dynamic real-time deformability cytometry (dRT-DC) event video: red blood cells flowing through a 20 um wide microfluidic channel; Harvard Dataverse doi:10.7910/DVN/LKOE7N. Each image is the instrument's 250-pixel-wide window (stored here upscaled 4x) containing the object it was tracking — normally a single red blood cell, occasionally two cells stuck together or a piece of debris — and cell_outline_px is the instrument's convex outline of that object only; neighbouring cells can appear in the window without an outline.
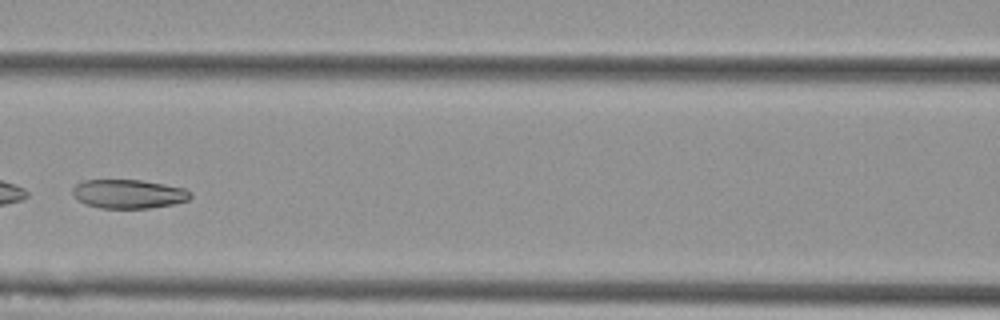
{"species": "Egyptian fruit bat (a non-hibernating species)", "species_latin": "Rousettus aegyptiacus", "temperature_condition": "cold", "stored_images_in_passage": 7, "camera_frame_rate_fps": 3000, "um_per_image_px": 0.085, "animal": {"sex": "female"}, "frame": {"image": 1, "passage_image": 6, "time_ms": 1.667, "image_size_px": [1000, 320], "cell_outline_px": [[192, 196], [188, 200], [176, 204], [148, 208], [100, 208], [84, 204], [76, 200], [72, 196], [72, 188], [76, 184], [84, 180], [140, 180], [164, 184], [184, 188], [192, 192]], "centroid_in_image_um": [10.91, 16.49], "position_along_channel_um": 155.7, "area_um2": 20.11}}
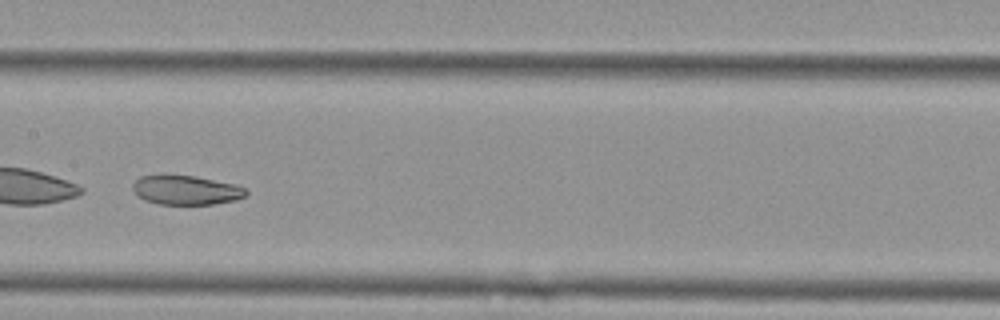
{"frame": {"image": 2, "passage_image": 7, "time_ms": 2.0, "image_size_px": [1000, 320], "cell_outline_px": [[248, 196], [236, 200], [212, 204], [156, 204], [144, 200], [132, 188], [132, 184], [140, 176], [160, 172], [196, 176], [236, 184], [244, 188], [248, 192]], "centroid_in_image_um": [15.79, 16.11], "position_along_channel_um": 191.6, "area_um2": 20.0}}